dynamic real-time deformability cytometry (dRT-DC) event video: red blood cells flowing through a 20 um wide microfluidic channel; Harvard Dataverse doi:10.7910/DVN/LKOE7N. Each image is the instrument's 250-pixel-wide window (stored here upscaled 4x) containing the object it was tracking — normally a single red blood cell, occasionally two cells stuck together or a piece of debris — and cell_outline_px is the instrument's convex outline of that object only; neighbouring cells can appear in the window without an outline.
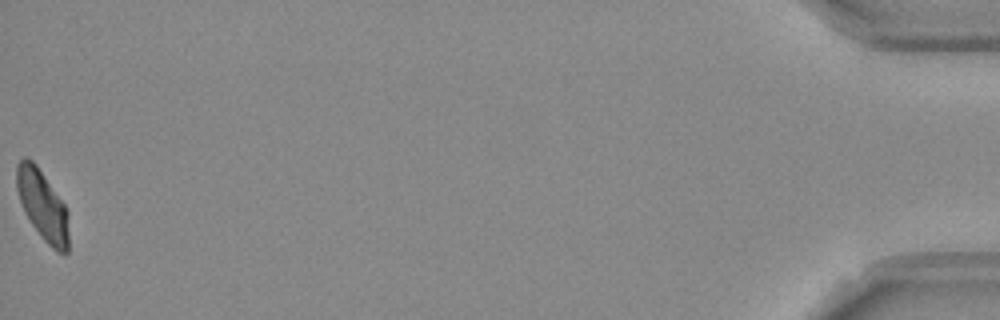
{"species": "Egyptian fruit bat (a non-hibernating species)", "species_latin": "Rousettus aegyptiacus", "temperature_condition": "room temperature", "stored_images_in_passage": 53, "camera_frame_rate_fps": 3000, "um_per_image_px": 0.085, "frame": {"image": 1, "passage_image": 53, "time_ms": 17.333, "image_size_px": [1000, 320], "cell_outline_px": [[68, 252], [64, 256], [56, 252], [44, 240], [32, 224], [24, 212], [16, 188], [16, 164], [24, 156], [32, 160], [36, 164], [64, 204], [68, 212]], "centroid_in_image_um": [3.62, 17.46], "position_along_channel_um": 431.6, "area_um2": 21.33}, "authors_computed_cell_mechanics": {"area_um2": 22.0796, "velocity_mm_per_s": 3.7192, "shape_relaxation_time_tau1_ms": 6.119, "shape_relaxation_time_tau2_ms": 2.5638, "deformation_change_tau1": 0.1495, "deformation_change_tau2": 0.0719}}